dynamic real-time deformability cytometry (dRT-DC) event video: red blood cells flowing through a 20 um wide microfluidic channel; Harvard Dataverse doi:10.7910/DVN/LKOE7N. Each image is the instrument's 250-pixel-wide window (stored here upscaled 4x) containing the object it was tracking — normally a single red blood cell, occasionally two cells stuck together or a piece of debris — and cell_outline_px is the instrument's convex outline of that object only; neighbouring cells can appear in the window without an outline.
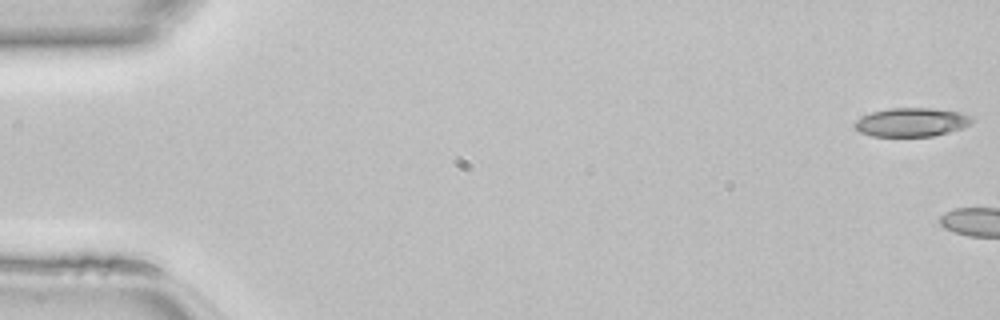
{"species": "common noctule bat (a hibernating species)", "species_latin": "Nyctalus noctula", "temperature_condition": "room temperature", "stored_images_in_passage": 4, "camera_frame_rate_fps": 3000, "um_per_image_px": 0.085, "animal": {"sex": "female", "body_mass_g": 22.7, "forearm_length_mm": 54.2}, "frame": {"image": 1, "passage_image": 1, "time_ms": 0.0, "image_size_px": [1000, 320], "cell_outline_px": [[976, 120], [972, 124], [948, 132], [932, 136], [872, 136], [860, 132], [852, 124], [856, 120], [872, 112], [888, 108], [932, 108], [960, 112], [972, 116]], "centroid_in_image_um": [77.51, 10.38], "position_along_channel_um": 7.5, "area_um2": 19.65}}